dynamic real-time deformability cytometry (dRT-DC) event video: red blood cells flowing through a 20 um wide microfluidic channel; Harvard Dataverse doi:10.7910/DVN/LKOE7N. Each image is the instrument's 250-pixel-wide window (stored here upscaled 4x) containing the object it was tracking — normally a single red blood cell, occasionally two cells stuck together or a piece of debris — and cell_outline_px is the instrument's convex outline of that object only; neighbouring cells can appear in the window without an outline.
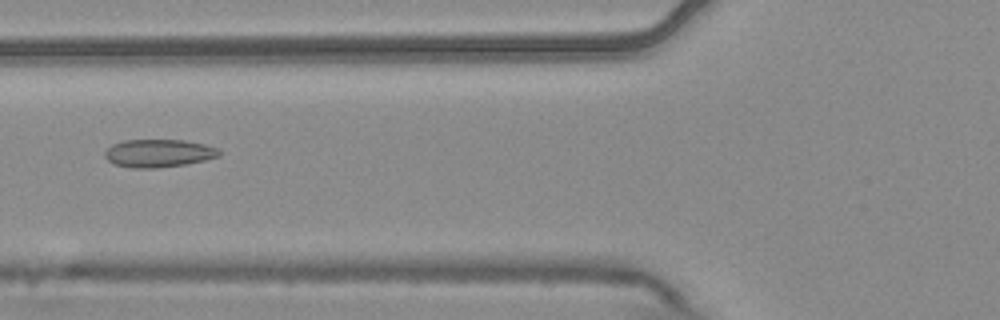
{"species": "common noctule bat (a hibernating species)", "species_latin": "Nyctalus noctula", "temperature_condition": "warm", "stored_images_in_passage": 6, "camera_frame_rate_fps": 3000, "um_per_image_px": 0.085, "animal": {"sex": "male", "body_mass_g": 20.4}, "frame": {"image": 1, "passage_image": 3, "time_ms": 0.667, "image_size_px": [1000, 320], "cell_outline_px": [[220, 156], [204, 160], [184, 164], [156, 168], [132, 168], [116, 164], [108, 160], [104, 156], [104, 152], [112, 144], [124, 140], [184, 140], [204, 144], [220, 148]], "centroid_in_image_um": [13.49, 13.02], "position_along_channel_um": 112.3, "area_um2": 18.55}}
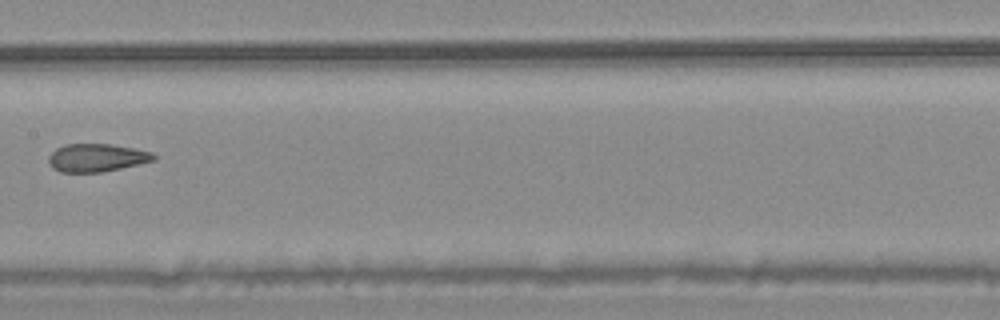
{"frame": {"image": 2, "passage_image": 5, "time_ms": 1.333, "image_size_px": [1000, 320], "cell_outline_px": [[156, 160], [120, 168], [100, 172], [60, 172], [52, 168], [48, 164], [48, 156], [56, 148], [64, 144], [112, 144], [152, 152], [156, 156]], "centroid_in_image_um": [8.18, 13.4], "position_along_channel_um": 199.2, "area_um2": 17.17}}
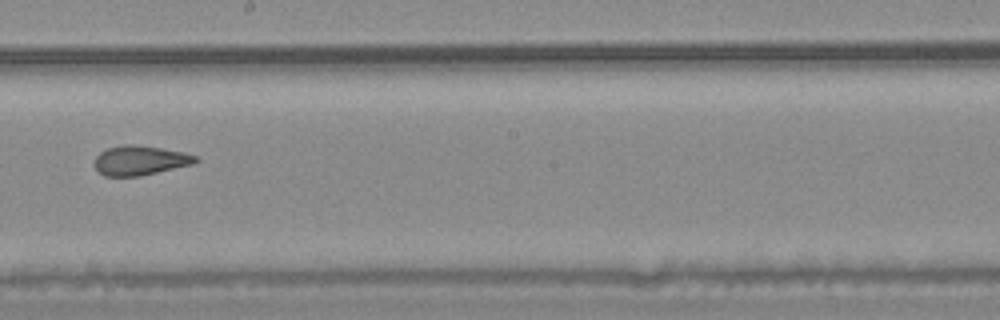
{"frame": {"image": 3, "passage_image": 6, "time_ms": 1.667, "image_size_px": [1000, 320], "cell_outline_px": [[200, 160], [192, 164], [140, 176], [104, 176], [96, 168], [96, 156], [100, 152], [108, 148], [124, 144], [132, 144], [160, 148], [184, 152], [196, 156]], "centroid_in_image_um": [11.92, 13.63], "position_along_channel_um": 236.3, "area_um2": 17.17}}